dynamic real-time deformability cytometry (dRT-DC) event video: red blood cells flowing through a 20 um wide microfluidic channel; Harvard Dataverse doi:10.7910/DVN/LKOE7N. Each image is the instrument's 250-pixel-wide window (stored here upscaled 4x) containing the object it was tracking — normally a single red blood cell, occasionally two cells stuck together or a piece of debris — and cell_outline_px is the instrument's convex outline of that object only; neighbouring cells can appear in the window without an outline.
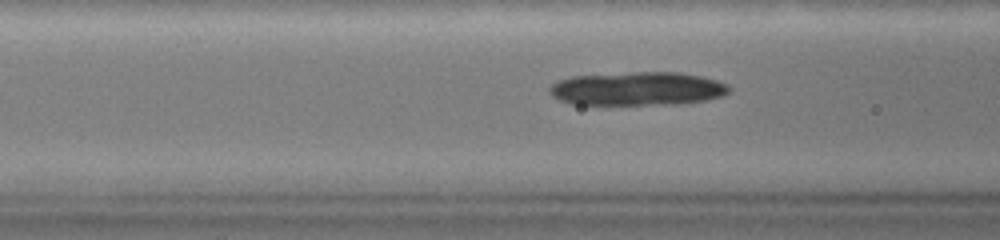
{"species": "common noctule bat (a hibernating species)", "species_latin": "Nyctalus noctula", "temperature_condition": "warm", "stored_images_in_passage": 68, "camera_frame_rate_fps": 3000, "um_per_image_px": 0.085, "animal": {"sex": "female", "body_mass_g": 19.0, "forearm_length_mm": 51.5}, "frame": {"image": 1, "passage_image": 27, "time_ms": 8.667, "image_size_px": [1000, 240], "cell_outline_px": [[732, 88], [724, 96], [708, 100], [684, 104], [572, 104], [560, 100], [552, 96], [548, 92], [548, 88], [556, 80], [572, 76], [632, 72], [680, 72], [700, 76], [716, 80], [728, 84]], "centroid_in_image_um": [54.2, 7.54], "position_along_channel_um": 112.4, "area_um2": 35.49}}
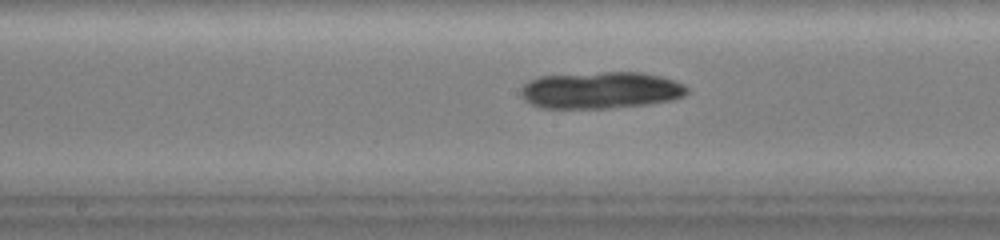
{"frame": {"image": 2, "passage_image": 36, "time_ms": 11.667, "image_size_px": [1000, 240], "cell_outline_px": [[688, 92], [684, 96], [672, 100], [648, 104], [608, 108], [540, 108], [524, 100], [520, 96], [520, 88], [528, 80], [540, 76], [604, 72], [640, 72], [660, 76], [676, 80], [684, 84], [688, 88]], "centroid_in_image_um": [51.05, 7.67], "position_along_channel_um": 197.1, "area_um2": 35.95}}
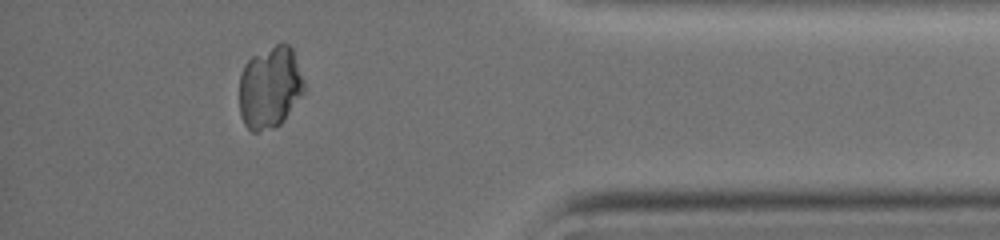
{"frame": {"image": 3, "passage_image": 61, "time_ms": 20.0, "image_size_px": [1000, 240], "cell_outline_px": [[304, 92], [280, 124], [272, 128], [256, 132], [252, 132], [244, 124], [240, 116], [240, 72], [244, 64], [252, 56], [276, 44], [288, 44], [292, 48], [304, 80]], "centroid_in_image_um": [22.92, 7.43], "position_along_channel_um": 412.3, "area_um2": 30.92}}